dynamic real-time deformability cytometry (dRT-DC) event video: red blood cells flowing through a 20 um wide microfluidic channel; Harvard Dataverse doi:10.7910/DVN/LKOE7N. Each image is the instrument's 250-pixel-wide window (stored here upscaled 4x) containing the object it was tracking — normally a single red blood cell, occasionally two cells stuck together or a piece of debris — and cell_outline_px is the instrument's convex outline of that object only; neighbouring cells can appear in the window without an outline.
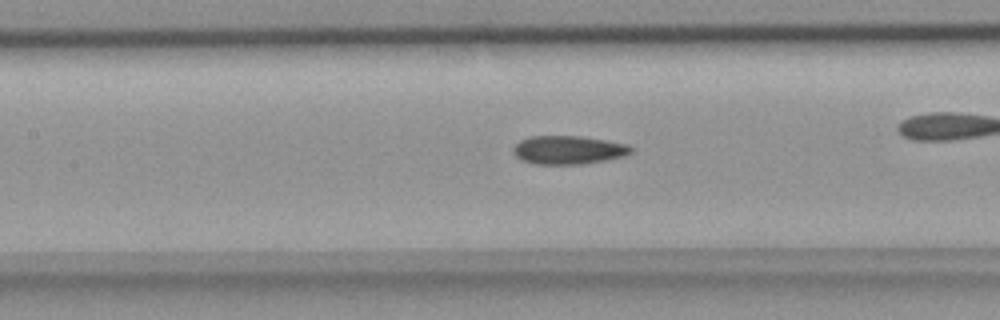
{"species": "common noctule bat (a hibernating species)", "species_latin": "Nyctalus noctula", "temperature_condition": "room temperature", "stored_images_in_passage": 33, "camera_frame_rate_fps": 3000, "um_per_image_px": 0.085, "animal": {"sex": "female", "body_mass_g": 18.4}, "frame": {"image": 1, "passage_image": 10, "time_ms": 3.0, "image_size_px": [1000, 320], "cell_outline_px": [[632, 152], [624, 156], [604, 160], [580, 164], [532, 164], [520, 160], [512, 152], [512, 148], [520, 140], [532, 136], [580, 136], [628, 144], [632, 148]], "centroid_in_image_um": [48.27, 12.75], "position_along_channel_um": 159.1, "area_um2": 19.54}}
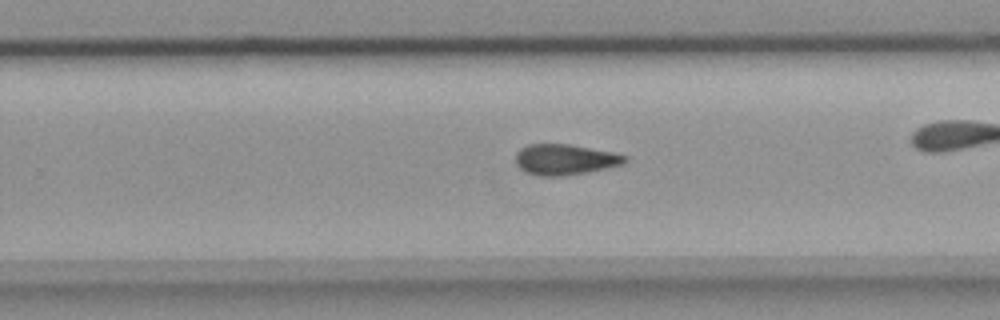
{"frame": {"image": 2, "passage_image": 19, "time_ms": 6.0, "image_size_px": [1000, 320], "cell_outline_px": [[628, 160], [620, 164], [604, 168], [584, 172], [560, 176], [544, 176], [528, 172], [520, 168], [516, 164], [516, 152], [520, 148], [528, 144], [568, 144], [612, 152], [628, 156]], "centroid_in_image_um": [47.99, 13.54], "position_along_channel_um": 281.8, "area_um2": 19.13}}